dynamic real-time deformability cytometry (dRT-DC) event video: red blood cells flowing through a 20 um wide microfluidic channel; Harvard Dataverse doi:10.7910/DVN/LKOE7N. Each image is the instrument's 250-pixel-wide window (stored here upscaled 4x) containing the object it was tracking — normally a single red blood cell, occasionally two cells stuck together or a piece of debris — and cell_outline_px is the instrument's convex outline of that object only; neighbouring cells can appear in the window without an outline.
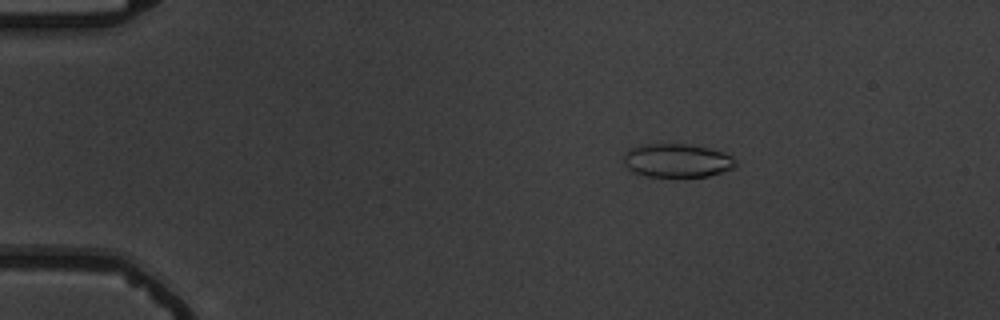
{"species": "common noctule bat (a hibernating species)", "species_latin": "Nyctalus noctula", "temperature_condition": "warm", "stored_images_in_passage": 5, "camera_frame_rate_fps": 3000, "um_per_image_px": 0.085, "animal": {"sex": "male", "body_mass_g": 19.5, "forearm_length_mm": 54.6}, "frame": {"image": 1, "passage_image": 3, "time_ms": 2.333, "image_size_px": [1000, 320], "cell_outline_px": [[736, 168], [708, 176], [648, 176], [636, 172], [628, 168], [624, 164], [624, 152], [628, 148], [640, 144], [692, 144], [724, 152], [732, 156], [736, 160]], "centroid_in_image_um": [57.56, 13.62], "position_along_channel_um": 27.4, "area_um2": 22.02}}